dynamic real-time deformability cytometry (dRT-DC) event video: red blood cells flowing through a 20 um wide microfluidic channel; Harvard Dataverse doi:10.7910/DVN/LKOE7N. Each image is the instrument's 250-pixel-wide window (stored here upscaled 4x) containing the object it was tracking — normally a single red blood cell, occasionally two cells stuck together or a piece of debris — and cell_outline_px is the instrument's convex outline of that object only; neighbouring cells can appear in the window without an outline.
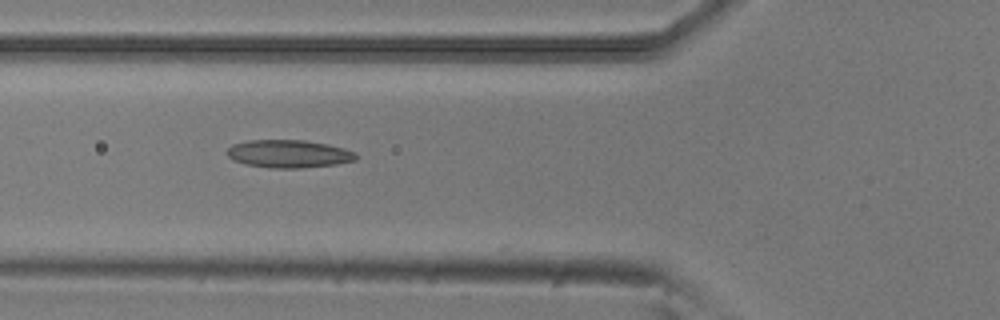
{"species": "common noctule bat (a hibernating species)", "species_latin": "Nyctalus noctula", "temperature_condition": "room temperature", "stored_images_in_passage": 4, "camera_frame_rate_fps": 3000, "um_per_image_px": 0.085, "animal": {"sex": "male", "body_mass_g": 20.5, "forearm_length_mm": 52.5}, "frame": {"image": 1, "passage_image": 3, "time_ms": 0.667, "image_size_px": [1000, 320], "cell_outline_px": [[356, 160], [336, 164], [300, 168], [268, 168], [244, 164], [228, 156], [224, 152], [232, 144], [248, 140], [304, 140], [328, 144], [344, 148], [356, 152]], "centroid_in_image_um": [24.52, 13.07], "position_along_channel_um": 101.3, "area_um2": 21.04}}